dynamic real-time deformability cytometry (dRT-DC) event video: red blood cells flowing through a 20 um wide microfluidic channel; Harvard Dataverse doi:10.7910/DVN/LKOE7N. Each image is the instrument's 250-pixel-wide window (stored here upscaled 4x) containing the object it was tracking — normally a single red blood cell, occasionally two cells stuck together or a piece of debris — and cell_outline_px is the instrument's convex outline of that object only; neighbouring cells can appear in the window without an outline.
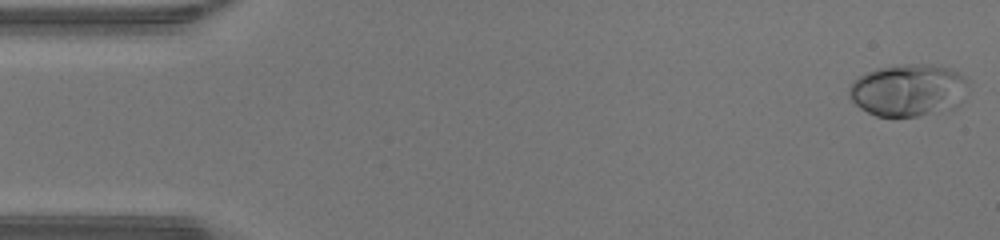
{"species": "human", "species_latin": "Homo sapiens", "temperature_condition": "warm", "stored_images_in_passage": 47, "camera_frame_rate_fps": 3000, "um_per_image_px": 0.085, "donor": {"sex": "male"}, "frame": {"image": 1, "passage_image": 1, "time_ms": 0.0, "image_size_px": [1000, 240], "cell_outline_px": [[968, 92], [964, 100], [952, 108], [920, 116], [876, 116], [860, 108], [848, 96], [848, 88], [852, 80], [876, 68], [904, 64], [940, 64], [960, 72], [968, 80]], "centroid_in_image_um": [77.24, 7.64], "position_along_channel_um": 7.8, "area_um2": 36.88}}
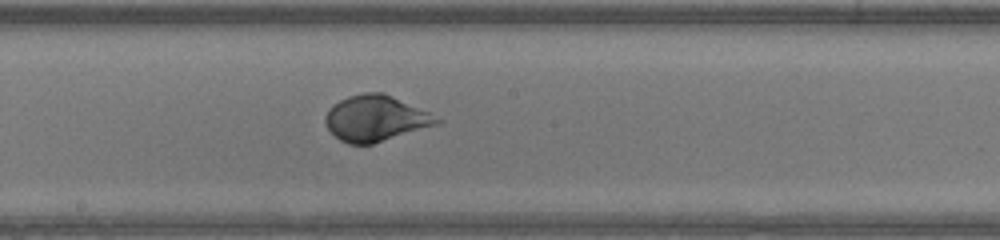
{"frame": {"image": 2, "passage_image": 25, "time_ms": 8.0, "image_size_px": [1000, 240], "cell_outline_px": [[444, 120], [440, 124], [372, 144], [348, 144], [340, 140], [328, 128], [324, 120], [324, 116], [328, 108], [332, 104], [348, 96], [364, 92], [384, 92], [428, 112]], "centroid_in_image_um": [31.92, 10.05], "position_along_channel_um": 216.3, "area_um2": 29.88}}
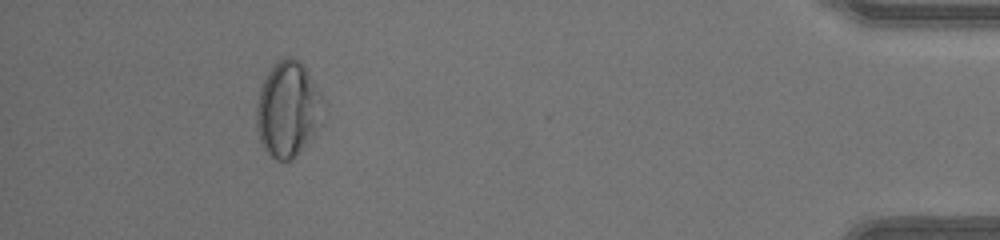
{"frame": {"image": 3, "passage_image": 43, "time_ms": 14.0, "image_size_px": [1000, 240], "cell_outline_px": [[324, 124], [288, 160], [276, 160], [264, 148], [260, 140], [256, 124], [256, 104], [260, 88], [268, 72], [276, 60], [284, 56], [292, 56], [300, 60], [304, 64], [316, 84], [324, 100]], "centroid_in_image_um": [24.5, 9.21], "position_along_channel_um": 410.7, "area_um2": 37.45}, "authors_computed_cell_mechanics": {"area_um2": 32.368, "velocity_mm_per_s": 4.3499, "shape_relaxation_time_tau1_ms": 2.5997, "shape_relaxation_time_tau2_ms": null, "deformation_change_tau1": 0.1865, "deformation_change_tau2": null}}